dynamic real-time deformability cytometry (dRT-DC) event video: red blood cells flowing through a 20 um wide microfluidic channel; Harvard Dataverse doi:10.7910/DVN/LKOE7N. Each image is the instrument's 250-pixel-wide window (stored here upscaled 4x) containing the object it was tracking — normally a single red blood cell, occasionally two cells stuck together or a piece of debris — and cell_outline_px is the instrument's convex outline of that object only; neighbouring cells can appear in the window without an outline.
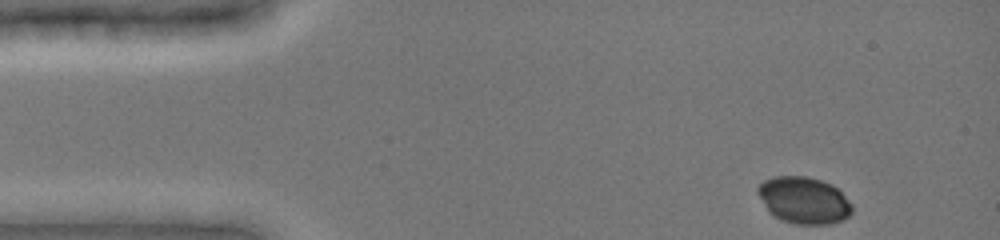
{"species": "common noctule bat (a hibernating species)", "species_latin": "Nyctalus noctula", "temperature_condition": "cold", "stored_images_in_passage": 40, "camera_frame_rate_fps": 3000, "um_per_image_px": 0.085, "animal": {"sex": "female", "body_mass_g": 19.0, "forearm_length_mm": 51.5}, "frame": {"image": 1, "passage_image": 1, "time_ms": 0.0, "image_size_px": [1000, 240], "cell_outline_px": [[852, 212], [844, 220], [832, 224], [796, 224], [784, 220], [768, 212], [756, 192], [756, 188], [764, 180], [772, 176], [808, 176], [832, 184], [852, 204]], "centroid_in_image_um": [68.31, 17.02], "position_along_channel_um": 16.7, "area_um2": 25.78}}
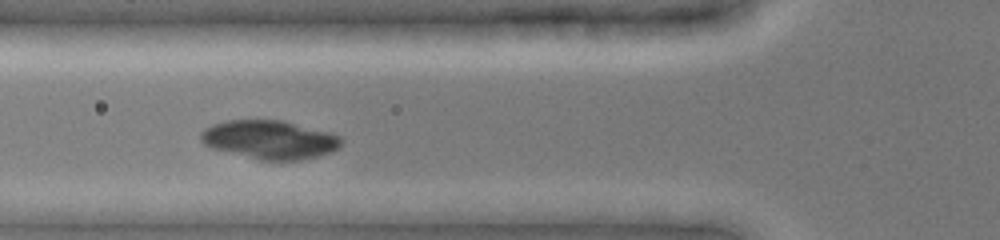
{"frame": {"image": 2, "passage_image": 14, "time_ms": 4.333, "image_size_px": [1000, 240], "cell_outline_px": [[344, 140], [340, 148], [320, 156], [300, 160], [260, 160], [212, 148], [204, 144], [200, 140], [200, 132], [204, 128], [212, 124], [228, 120], [284, 120], [332, 132], [340, 136]], "centroid_in_image_um": [22.97, 11.86], "position_along_channel_um": 102.8, "area_um2": 32.02}}
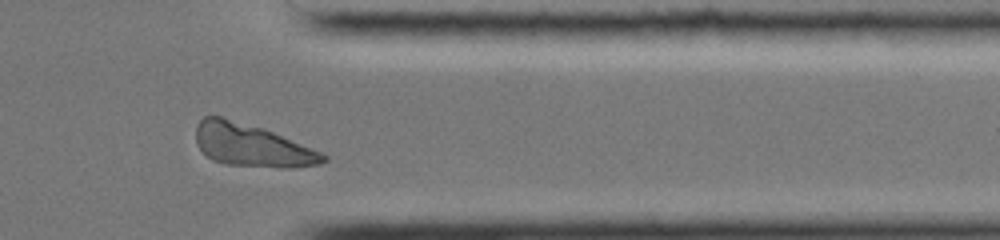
{"frame": {"image": 3, "passage_image": 36, "time_ms": 11.667, "image_size_px": [1000, 240], "cell_outline_px": [[328, 160], [320, 164], [292, 168], [284, 168], [224, 164], [212, 160], [196, 144], [196, 124], [204, 116], [220, 116], [260, 128], [272, 132], [320, 152], [328, 156]], "centroid_in_image_um": [21.38, 12.37], "position_along_channel_um": 390.0, "area_um2": 31.21}}